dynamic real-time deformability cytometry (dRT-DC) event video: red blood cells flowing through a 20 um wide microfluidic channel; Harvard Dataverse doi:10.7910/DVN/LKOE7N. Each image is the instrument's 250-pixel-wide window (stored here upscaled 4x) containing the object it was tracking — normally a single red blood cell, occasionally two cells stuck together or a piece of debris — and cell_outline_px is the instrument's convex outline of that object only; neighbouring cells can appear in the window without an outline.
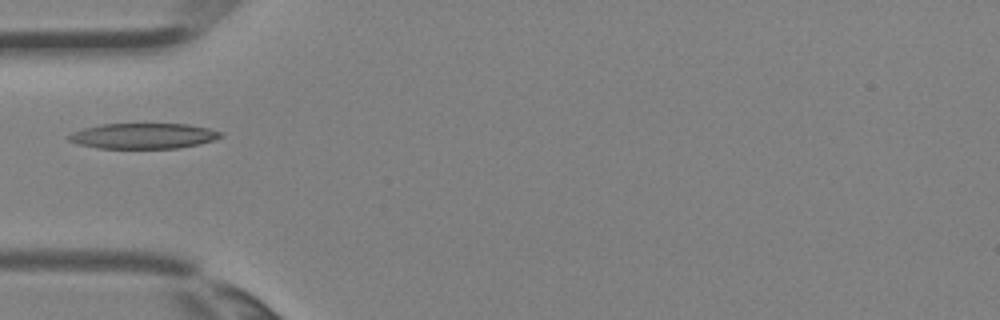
{"species": "Egyptian fruit bat (a non-hibernating species)", "species_latin": "Rousettus aegyptiacus", "temperature_condition": "room temperature", "stored_images_in_passage": 4, "camera_frame_rate_fps": 3000, "um_per_image_px": 0.085, "animal": {"sex": "female"}, "frame": {"image": 1, "passage_image": 4, "time_ms": 1.0, "image_size_px": [1000, 320], "cell_outline_px": [[224, 136], [216, 140], [200, 144], [176, 148], [96, 148], [76, 144], [68, 140], [68, 136], [72, 132], [84, 128], [100, 124], [188, 124], [208, 128], [224, 132]], "centroid_in_image_um": [12.21, 11.55], "position_along_channel_um": 72.8, "area_um2": 22.77}}